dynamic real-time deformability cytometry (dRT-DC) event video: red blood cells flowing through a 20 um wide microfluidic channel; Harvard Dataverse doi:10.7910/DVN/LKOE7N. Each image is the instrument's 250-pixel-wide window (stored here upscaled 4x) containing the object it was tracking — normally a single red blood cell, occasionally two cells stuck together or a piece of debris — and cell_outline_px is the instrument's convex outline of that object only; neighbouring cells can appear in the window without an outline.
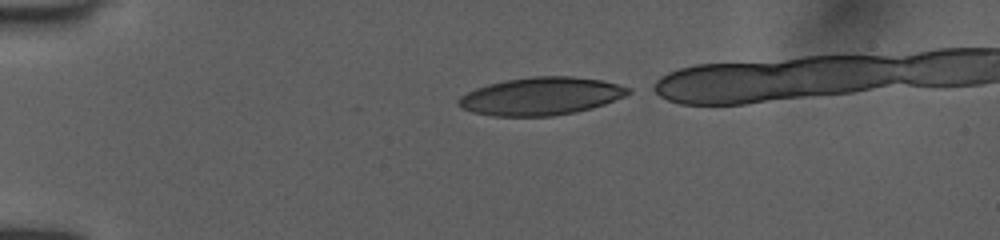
{"species": "human", "species_latin": "Homo sapiens", "temperature_condition": "room temperature", "stored_images_in_passage": 35, "camera_frame_rate_fps": 3000, "um_per_image_px": 0.085, "donor": {"sex": "female"}, "frame": {"image": 1, "passage_image": 1, "time_ms": 0.0, "image_size_px": [1000, 240], "cell_outline_px": [[632, 92], [624, 96], [604, 104], [592, 108], [576, 112], [552, 116], [492, 116], [472, 112], [460, 108], [456, 104], [456, 100], [460, 96], [476, 88], [488, 84], [504, 80], [532, 76], [572, 76], [604, 80], [632, 88]], "centroid_in_image_um": [45.97, 8.17], "position_along_channel_um": 39.0, "area_um2": 37.74}}
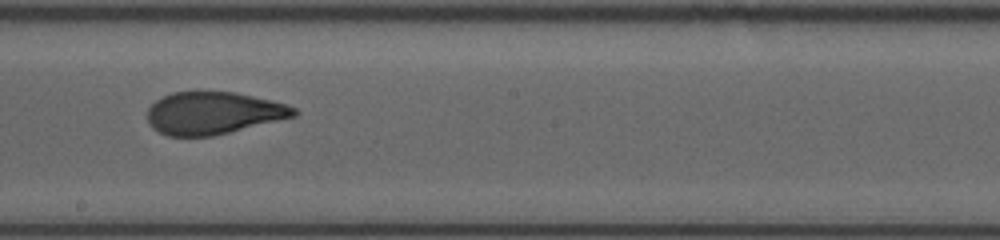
{"frame": {"image": 2, "passage_image": 19, "time_ms": 6.0, "image_size_px": [1000, 240], "cell_outline_px": [[300, 112], [296, 116], [212, 136], [168, 136], [152, 128], [148, 124], [148, 108], [156, 100], [172, 92], [236, 92], [272, 100], [296, 108]], "centroid_in_image_um": [18.13, 9.61], "position_along_channel_um": 230.1, "area_um2": 36.07}}
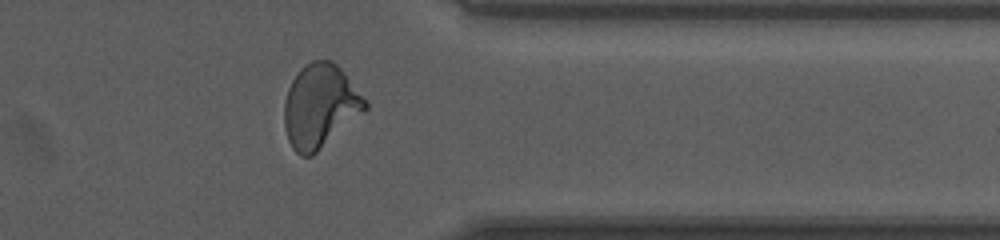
{"frame": {"image": 3, "passage_image": 31, "time_ms": 10.0, "image_size_px": [1000, 240], "cell_outline_px": [[368, 108], [312, 156], [300, 156], [292, 148], [288, 140], [284, 128], [284, 100], [288, 88], [292, 80], [300, 68], [312, 60], [332, 60], [344, 72], [368, 100]], "centroid_in_image_um": [27.2, 9.01], "position_along_channel_um": 384.2, "area_um2": 39.48}}